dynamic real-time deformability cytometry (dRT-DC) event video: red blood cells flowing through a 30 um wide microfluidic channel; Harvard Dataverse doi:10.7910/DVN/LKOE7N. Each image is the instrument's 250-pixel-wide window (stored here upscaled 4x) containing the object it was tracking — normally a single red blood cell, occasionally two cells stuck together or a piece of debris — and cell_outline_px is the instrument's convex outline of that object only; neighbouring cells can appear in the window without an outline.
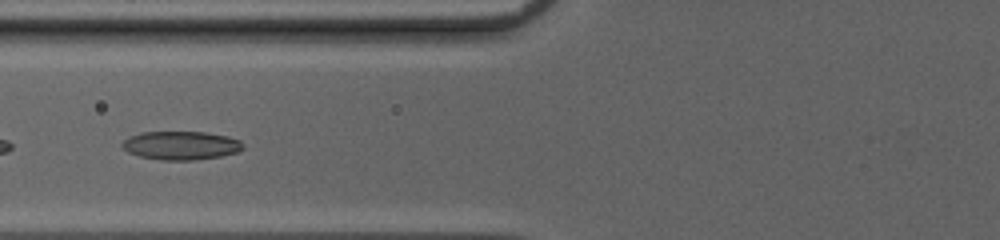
{"species": "common noctule bat (a hibernating species)", "species_latin": "Nyctalus noctula", "temperature_condition": "cold", "stored_images_in_passage": 17, "camera_frame_rate_fps": 3000, "um_per_image_px": 0.085, "animal": {"sex": "female", "body_mass_g": 20.0, "forearm_length_mm": 54.0}, "frame": {"image": 1, "passage_image": 6, "time_ms": 1.667, "image_size_px": [1000, 240], "cell_outline_px": [[244, 148], [236, 152], [220, 156], [192, 160], [160, 160], [140, 156], [128, 152], [120, 144], [124, 140], [140, 132], [204, 132], [228, 136], [240, 140], [244, 144]], "centroid_in_image_um": [15.39, 12.36], "position_along_channel_um": 110.4, "area_um2": 20.0}}
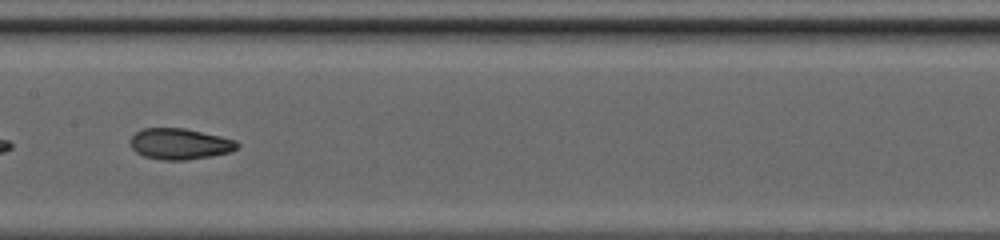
{"frame": {"image": 2, "passage_image": 12, "time_ms": 3.667, "image_size_px": [1000, 240], "cell_outline_px": [[240, 144], [236, 148], [228, 152], [208, 156], [184, 160], [164, 160], [144, 156], [136, 152], [132, 148], [128, 140], [136, 132], [144, 128], [184, 128], [220, 136], [236, 140]], "centroid_in_image_um": [15.24, 12.22], "position_along_channel_um": 192.2, "area_um2": 19.13}}
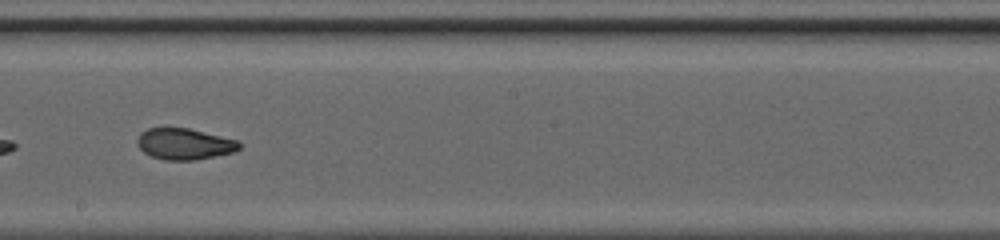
{"frame": {"image": 3, "passage_image": 15, "time_ms": 4.667, "image_size_px": [1000, 240], "cell_outline_px": [[240, 148], [236, 152], [196, 160], [164, 160], [152, 156], [144, 152], [136, 144], [136, 140], [140, 132], [148, 128], [188, 128], [240, 140]], "centroid_in_image_um": [15.7, 12.24], "position_along_channel_um": 232.5, "area_um2": 18.79}}